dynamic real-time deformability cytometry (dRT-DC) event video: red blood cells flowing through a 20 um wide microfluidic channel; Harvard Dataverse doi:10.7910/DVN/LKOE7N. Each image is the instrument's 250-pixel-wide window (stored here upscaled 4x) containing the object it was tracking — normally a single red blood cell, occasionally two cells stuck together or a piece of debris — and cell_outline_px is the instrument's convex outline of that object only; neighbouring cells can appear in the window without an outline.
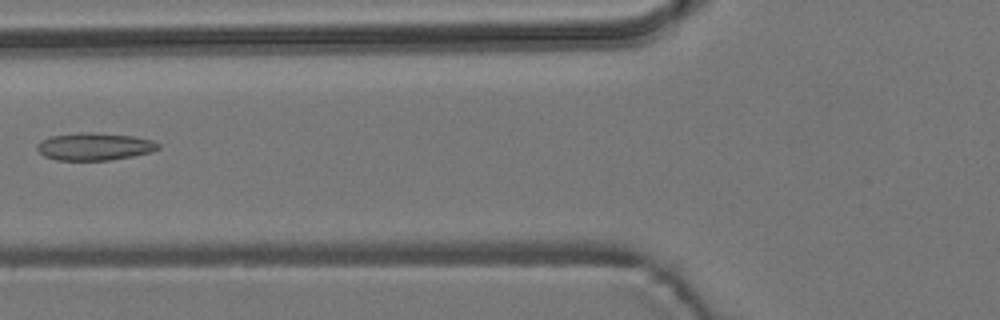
{"species": "common noctule bat (a hibernating species)", "species_latin": "Nyctalus noctula", "temperature_condition": "room temperature", "stored_images_in_passage": 3, "camera_frame_rate_fps": 3000, "um_per_image_px": 0.085, "animal": {"sex": "male", "body_mass_g": 19.2, "forearm_length_mm": 51.8}, "frame": {"image": 1, "passage_image": 3, "time_ms": 2.333, "image_size_px": [1000, 320], "cell_outline_px": [[160, 148], [148, 152], [132, 156], [108, 160], [56, 160], [44, 156], [36, 148], [36, 144], [52, 136], [80, 132], [88, 132], [132, 136], [152, 140], [160, 144]], "centroid_in_image_um": [8.01, 12.46], "position_along_channel_um": 117.8, "area_um2": 19.13}}